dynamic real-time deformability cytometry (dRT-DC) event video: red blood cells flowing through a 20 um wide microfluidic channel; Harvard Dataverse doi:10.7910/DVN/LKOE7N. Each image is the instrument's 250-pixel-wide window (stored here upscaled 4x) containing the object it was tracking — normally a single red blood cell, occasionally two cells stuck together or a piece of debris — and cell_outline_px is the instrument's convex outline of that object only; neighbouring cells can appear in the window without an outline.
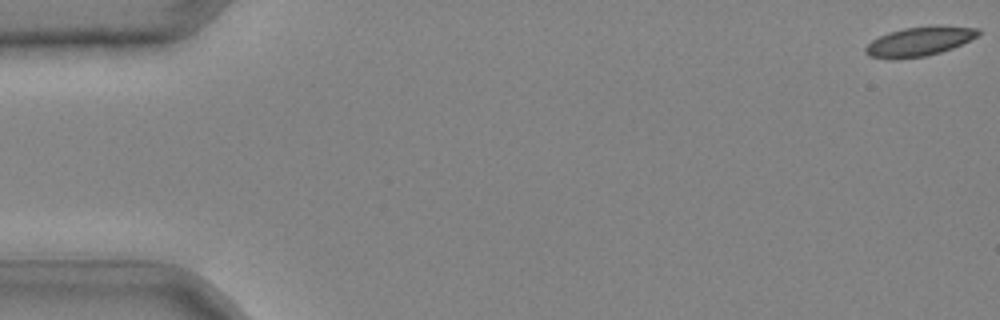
{"species": "common noctule bat (a hibernating species)", "species_latin": "Nyctalus noctula", "temperature_condition": "cold", "stored_images_in_passage": 7, "camera_frame_rate_fps": 3000, "um_per_image_px": 0.085, "animal": {"sex": "male", "body_mass_g": 20.4}, "frame": {"image": 1, "passage_image": 1, "time_ms": 0.0, "image_size_px": [1000, 320], "cell_outline_px": [[980, 32], [976, 36], [952, 48], [940, 52], [924, 56], [868, 56], [864, 52], [864, 48], [872, 40], [888, 32], [904, 28], [980, 28]], "centroid_in_image_um": [78.09, 3.52], "position_along_channel_um": 6.9, "area_um2": 17.51}}